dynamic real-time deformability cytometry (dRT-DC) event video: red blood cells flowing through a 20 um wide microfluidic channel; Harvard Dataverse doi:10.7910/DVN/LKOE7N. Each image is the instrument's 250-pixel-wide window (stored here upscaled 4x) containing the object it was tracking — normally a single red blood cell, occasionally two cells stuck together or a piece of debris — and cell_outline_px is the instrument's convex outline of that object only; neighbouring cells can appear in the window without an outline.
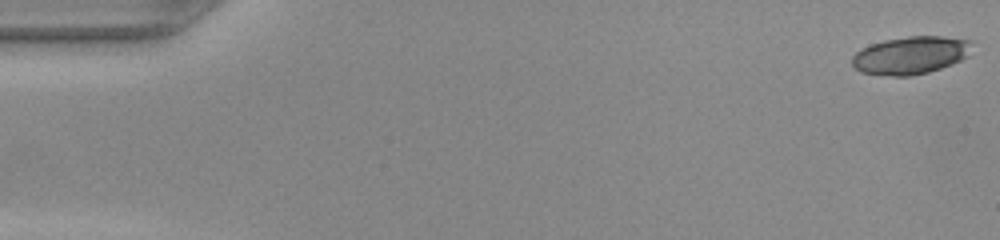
{"species": "common noctule bat (a hibernating species)", "species_latin": "Nyctalus noctula", "temperature_condition": "warm", "stored_images_in_passage": 49, "camera_frame_rate_fps": 3000, "um_per_image_px": 0.085, "animal": {"sex": "female", "body_mass_g": 22.0, "forearm_length_mm": 56.7}, "frame": {"image": 1, "passage_image": 1, "time_ms": 0.0, "image_size_px": [1000, 240], "cell_outline_px": [[972, 40], [968, 56], [952, 64], [928, 72], [908, 76], [892, 76], [860, 72], [852, 64], [852, 56], [860, 48], [884, 40], [908, 36], [940, 36]], "centroid_in_image_um": [77.39, 4.69], "position_along_channel_um": 7.6, "area_um2": 26.3}}
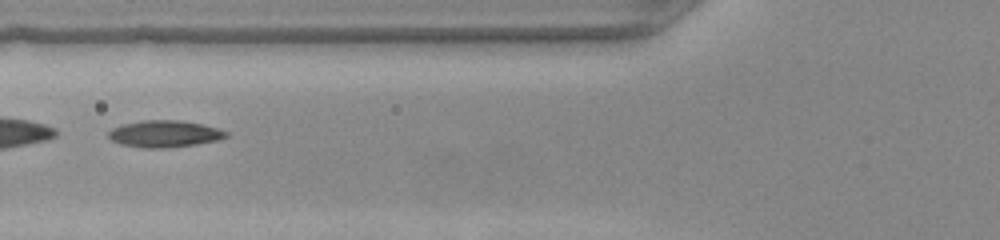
{"frame": {"image": 2, "passage_image": 20, "time_ms": 6.333, "image_size_px": [1000, 240], "cell_outline_px": [[228, 136], [216, 140], [196, 144], [164, 148], [144, 148], [120, 144], [112, 140], [108, 136], [108, 132], [112, 128], [120, 124], [144, 120], [180, 120], [204, 124], [228, 132]], "centroid_in_image_um": [13.95, 11.37], "position_along_channel_um": 111.8, "area_um2": 18.38}}
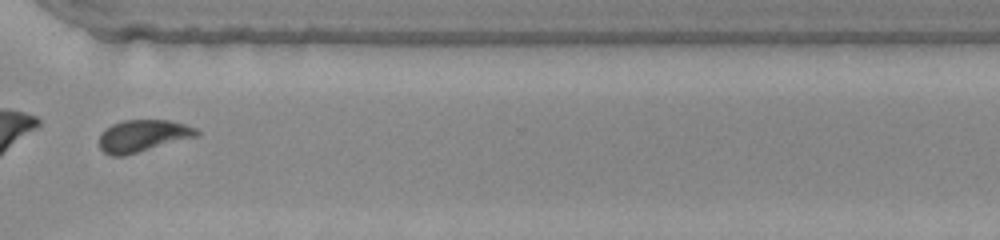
{"frame": {"image": 3, "passage_image": 38, "time_ms": 12.333, "image_size_px": [1000, 240], "cell_outline_px": [[200, 136], [124, 156], [112, 156], [104, 152], [100, 148], [100, 136], [104, 128], [112, 124], [124, 120], [172, 120], [196, 128], [200, 132]], "centroid_in_image_um": [12.17, 11.54], "position_along_channel_um": 358.4, "area_um2": 18.38}}